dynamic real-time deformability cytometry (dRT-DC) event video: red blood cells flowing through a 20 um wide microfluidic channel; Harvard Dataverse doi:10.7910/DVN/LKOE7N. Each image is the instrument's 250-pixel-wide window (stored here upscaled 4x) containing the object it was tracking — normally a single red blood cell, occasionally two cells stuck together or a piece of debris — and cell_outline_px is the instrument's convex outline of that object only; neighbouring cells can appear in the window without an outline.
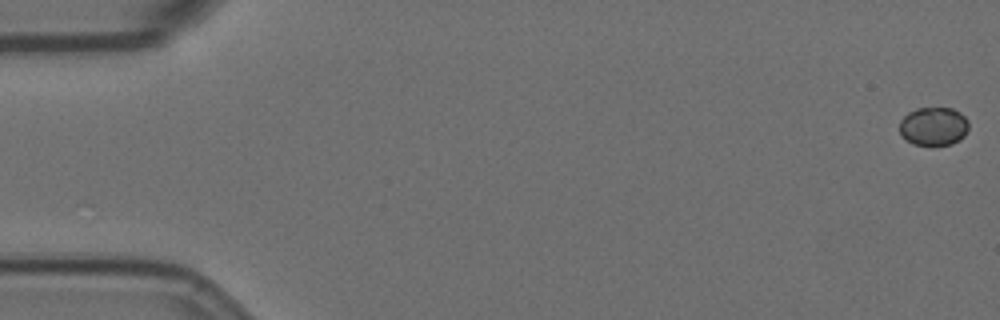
{"species": "Egyptian fruit bat (a non-hibernating species)", "species_latin": "Rousettus aegyptiacus", "temperature_condition": "room temperature", "stored_images_in_passage": 58, "camera_frame_rate_fps": 3000, "um_per_image_px": 0.085, "animal": {"sex": "female"}, "frame": {"image": 1, "passage_image": 1, "time_ms": 0.0, "image_size_px": [1000, 320], "cell_outline_px": [[968, 128], [964, 136], [960, 140], [952, 144], [912, 144], [900, 136], [900, 120], [908, 112], [916, 108], [952, 108], [960, 112], [968, 120]], "centroid_in_image_um": [79.34, 10.72], "position_along_channel_um": 5.7, "area_um2": 15.55}}
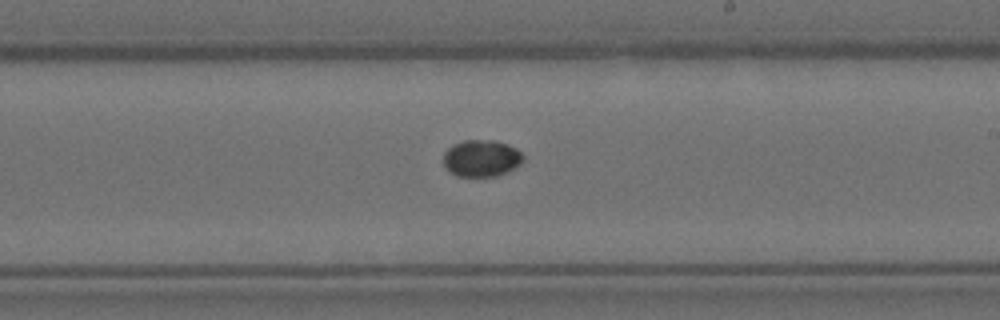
{"frame": {"image": 2, "passage_image": 34, "time_ms": 11.0, "image_size_px": [1000, 320], "cell_outline_px": [[524, 160], [520, 164], [508, 172], [496, 176], [456, 176], [448, 172], [444, 164], [444, 152], [452, 144], [464, 140], [496, 140], [508, 144], [516, 148], [524, 156]], "centroid_in_image_um": [40.92, 13.45], "position_along_channel_um": 248.1, "area_um2": 17.34}}
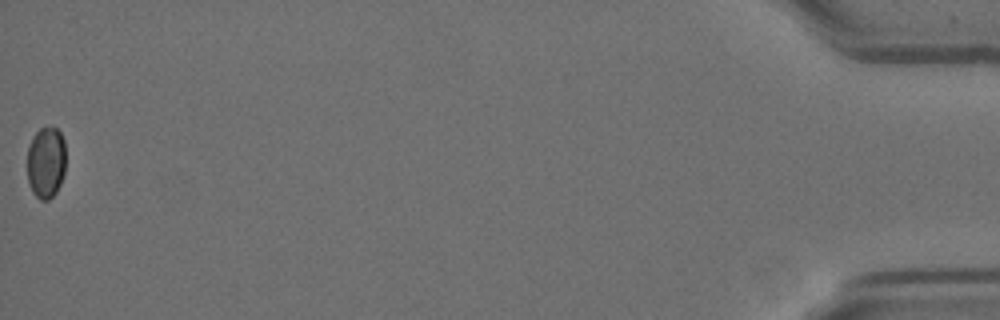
{"frame": {"image": 3, "passage_image": 58, "time_ms": 19.0, "image_size_px": [1000, 320], "cell_outline_px": [[64, 172], [60, 184], [56, 192], [48, 200], [40, 200], [32, 192], [28, 180], [28, 148], [32, 136], [40, 128], [56, 128], [60, 132], [64, 140]], "centroid_in_image_um": [3.9, 13.81], "position_along_channel_um": 431.3, "area_um2": 15.95}}